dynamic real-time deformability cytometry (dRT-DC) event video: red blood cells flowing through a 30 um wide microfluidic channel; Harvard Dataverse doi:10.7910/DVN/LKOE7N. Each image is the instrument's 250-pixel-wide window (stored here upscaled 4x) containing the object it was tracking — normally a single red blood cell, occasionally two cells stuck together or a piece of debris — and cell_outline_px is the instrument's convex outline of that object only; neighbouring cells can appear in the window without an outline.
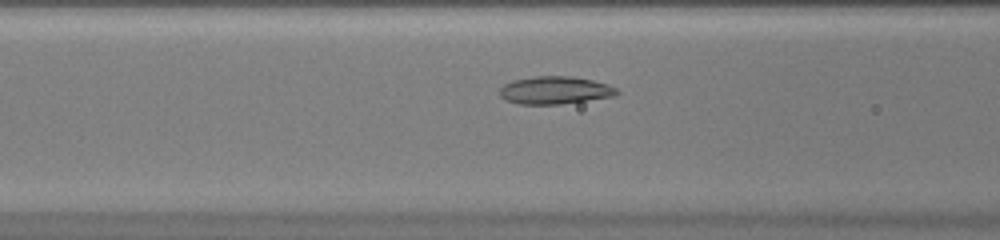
{"species": "common noctule bat (a hibernating species)", "species_latin": "Nyctalus noctula", "temperature_condition": "warm", "stored_images_in_passage": 33, "camera_frame_rate_fps": 3000, "um_per_image_px": 0.085, "animal": {"sex": "female", "body_mass_g": 20.0, "forearm_length_mm": 54.0}, "frame": {"image": 1, "passage_image": 5, "time_ms": 1.333, "image_size_px": [1000, 240], "cell_outline_px": [[620, 92], [616, 96], [560, 104], [520, 104], [504, 100], [500, 96], [500, 88], [504, 84], [512, 80], [532, 76], [572, 76], [592, 80], [608, 84], [616, 88]], "centroid_in_image_um": [47.16, 7.67], "position_along_channel_um": 119.4, "area_um2": 19.07}}
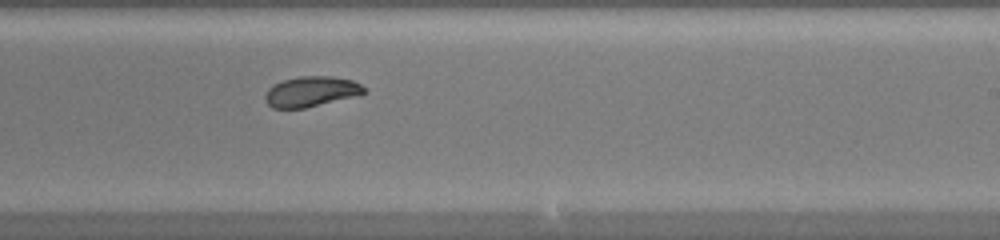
{"frame": {"image": 2, "passage_image": 15, "time_ms": 4.667, "image_size_px": [1000, 240], "cell_outline_px": [[368, 92], [304, 108], [272, 108], [264, 100], [264, 96], [268, 88], [272, 84], [284, 80], [300, 76], [332, 76], [352, 80], [360, 84]], "centroid_in_image_um": [26.39, 7.77], "position_along_channel_um": 262.6, "area_um2": 17.28}}
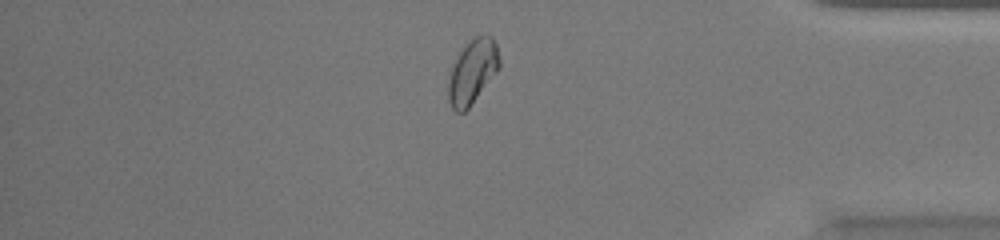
{"frame": {"image": 3, "passage_image": 26, "time_ms": 8.333, "image_size_px": [1000, 240], "cell_outline_px": [[500, 68], [468, 108], [464, 112], [456, 112], [452, 108], [448, 100], [448, 80], [452, 68], [460, 52], [476, 36], [492, 36], [496, 44], [500, 60]], "centroid_in_image_um": [40.17, 6.12], "position_along_channel_um": 395.0, "area_um2": 18.67}, "authors_computed_cell_mechanics": {"area_um2": 18.3804, "velocity_mm_per_s": 4.3031, "shape_relaxation_time_tau1_ms": 5.8984, "shape_relaxation_time_tau2_ms": 4.4328, "deformation_change_tau1": 0.1652, "deformation_change_tau2": 0.0375}}